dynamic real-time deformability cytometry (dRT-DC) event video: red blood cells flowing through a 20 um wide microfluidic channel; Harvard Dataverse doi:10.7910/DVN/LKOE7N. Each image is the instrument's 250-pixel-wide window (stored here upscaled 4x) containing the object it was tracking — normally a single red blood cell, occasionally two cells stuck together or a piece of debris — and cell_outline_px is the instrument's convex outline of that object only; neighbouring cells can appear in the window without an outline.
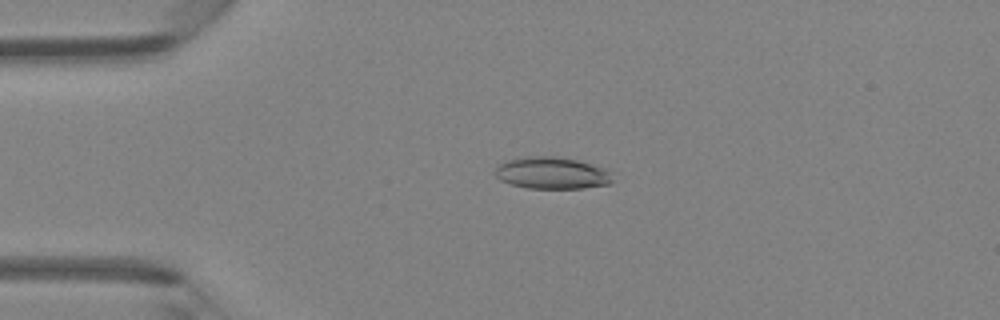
{"species": "Egyptian fruit bat (a non-hibernating species)", "species_latin": "Rousettus aegyptiacus", "temperature_condition": "room temperature", "stored_images_in_passage": 45, "camera_frame_rate_fps": 3000, "um_per_image_px": 0.085, "animal": {"sex": "female"}, "frame": {"image": 1, "passage_image": 10, "time_ms": 3.0, "image_size_px": [1000, 320], "cell_outline_px": [[612, 180], [608, 184], [584, 188], [528, 188], [512, 184], [500, 180], [492, 172], [504, 160], [528, 156], [556, 156], [580, 160], [604, 168], [608, 172]], "centroid_in_image_um": [46.86, 14.69], "position_along_channel_um": 38.1, "area_um2": 21.85}}
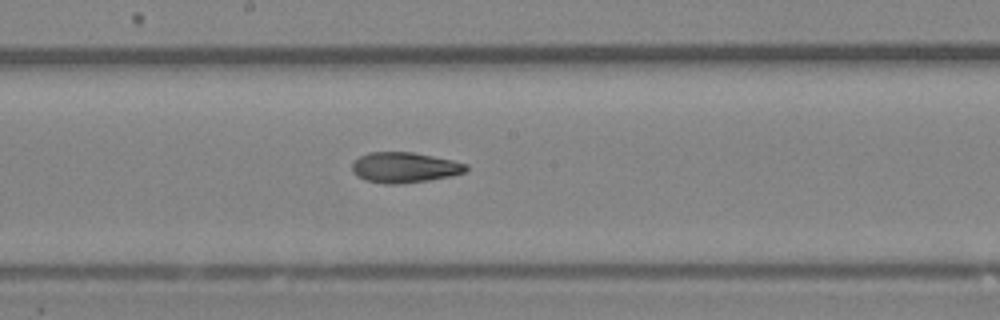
{"frame": {"image": 2, "passage_image": 24, "time_ms": 7.667, "image_size_px": [1000, 320], "cell_outline_px": [[468, 168], [464, 172], [452, 176], [428, 180], [396, 184], [384, 184], [364, 180], [356, 176], [352, 172], [352, 164], [360, 156], [368, 152], [412, 152], [452, 160], [468, 164]], "centroid_in_image_um": [34.36, 14.24], "position_along_channel_um": 213.8, "area_um2": 20.23}}
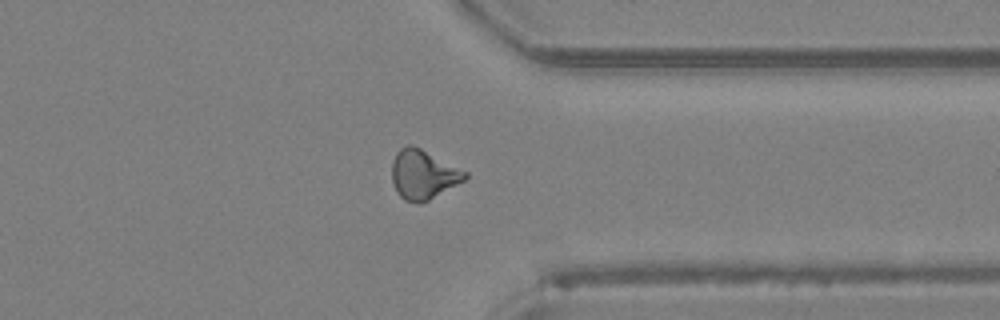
{"frame": {"image": 3, "passage_image": 35, "time_ms": 11.333, "image_size_px": [1000, 320], "cell_outline_px": [[468, 176], [464, 180], [428, 200], [420, 204], [416, 204], [404, 200], [400, 196], [392, 180], [392, 160], [396, 152], [400, 148], [408, 144], [412, 144], [468, 172]], "centroid_in_image_um": [35.95, 14.82], "position_along_channel_um": 375.5, "area_um2": 20.87}}